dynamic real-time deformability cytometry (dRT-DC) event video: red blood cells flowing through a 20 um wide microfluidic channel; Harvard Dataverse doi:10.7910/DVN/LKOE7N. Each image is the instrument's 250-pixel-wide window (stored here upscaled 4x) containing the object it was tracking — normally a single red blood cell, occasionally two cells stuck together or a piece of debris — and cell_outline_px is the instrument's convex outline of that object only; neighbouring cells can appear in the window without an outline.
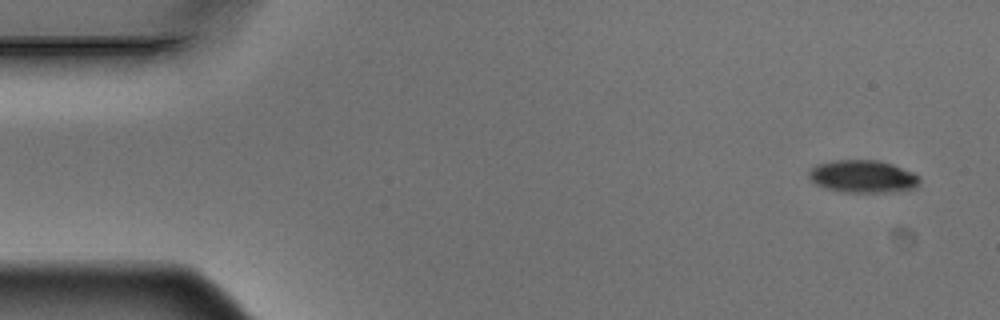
{"species": "Egyptian fruit bat (a non-hibernating species)", "species_latin": "Rousettus aegyptiacus", "temperature_condition": "warm", "stored_images_in_passage": 5, "camera_frame_rate_fps": 3000, "um_per_image_px": 0.085, "animal": {"sex": "male"}, "frame": {"image": 1, "passage_image": 1, "time_ms": 0.0, "image_size_px": [1000, 320], "cell_outline_px": [[920, 184], [916, 188], [892, 192], [844, 192], [828, 188], [816, 184], [808, 176], [808, 172], [816, 164], [832, 160], [880, 160], [892, 164], [912, 172], [920, 176]], "centroid_in_image_um": [73.37, 14.99], "position_along_channel_um": 11.6, "area_um2": 21.1}}
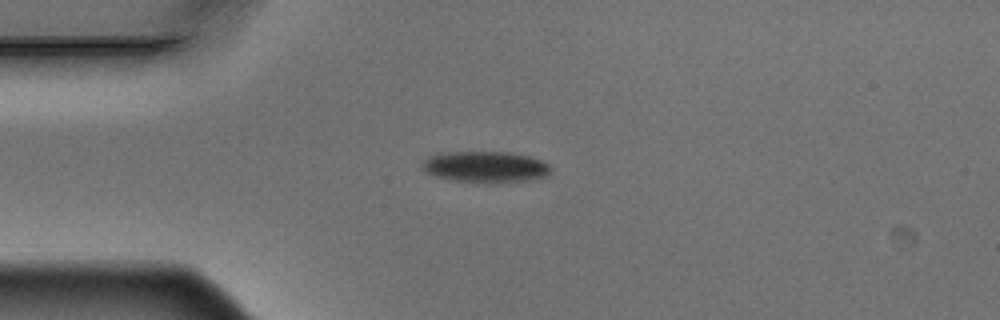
{"frame": {"image": 2, "passage_image": 4, "time_ms": 1.0, "image_size_px": [1000, 320], "cell_outline_px": [[552, 172], [548, 176], [532, 180], [452, 180], [436, 176], [428, 172], [420, 164], [428, 156], [444, 152], [508, 152], [528, 156], [540, 160], [548, 164], [552, 168]], "centroid_in_image_um": [41.29, 14.14], "position_along_channel_um": 43.7, "area_um2": 22.54}}